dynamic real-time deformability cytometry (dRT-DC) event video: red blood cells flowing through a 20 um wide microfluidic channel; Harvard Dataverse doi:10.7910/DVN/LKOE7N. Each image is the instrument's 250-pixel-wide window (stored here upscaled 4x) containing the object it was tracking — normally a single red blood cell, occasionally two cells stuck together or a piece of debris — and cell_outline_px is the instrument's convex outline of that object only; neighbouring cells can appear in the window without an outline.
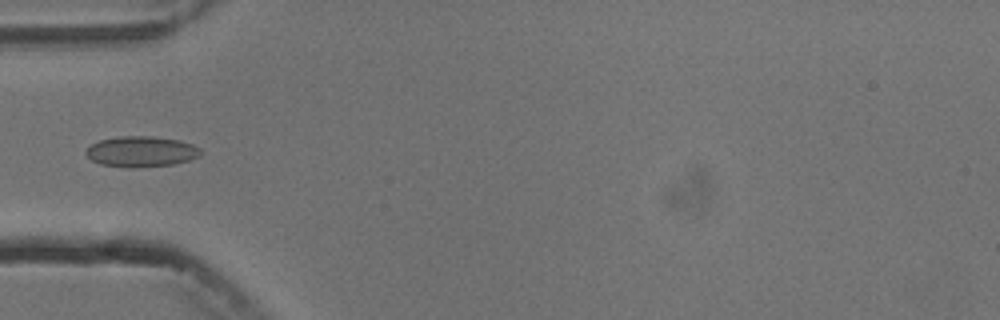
{"species": "common noctule bat (a hibernating species)", "species_latin": "Nyctalus noctula", "temperature_condition": "cold", "stored_images_in_passage": 5, "camera_frame_rate_fps": 3000, "um_per_image_px": 0.085, "animal": {"sex": "male", "body_mass_g": 13.3}, "frame": {"image": 1, "passage_image": 4, "time_ms": 3.667, "image_size_px": [1000, 320], "cell_outline_px": [[200, 156], [188, 160], [172, 164], [132, 168], [100, 164], [92, 160], [84, 152], [92, 144], [100, 140], [120, 136], [152, 136], [180, 140], [192, 144], [200, 148]], "centroid_in_image_um": [12.0, 12.88], "position_along_channel_um": 73.0, "area_um2": 20.35}}
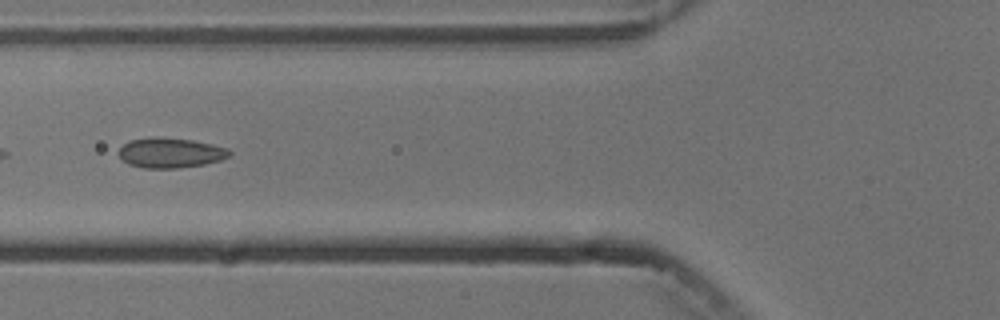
{"frame": {"image": 2, "passage_image": 5, "time_ms": 4.667, "image_size_px": [1000, 320], "cell_outline_px": [[232, 152], [228, 156], [220, 160], [204, 164], [176, 168], [144, 168], [128, 164], [116, 152], [128, 140], [152, 136], [192, 140], [228, 148]], "centroid_in_image_um": [14.44, 12.98], "position_along_channel_um": 111.4, "area_um2": 19.36}}